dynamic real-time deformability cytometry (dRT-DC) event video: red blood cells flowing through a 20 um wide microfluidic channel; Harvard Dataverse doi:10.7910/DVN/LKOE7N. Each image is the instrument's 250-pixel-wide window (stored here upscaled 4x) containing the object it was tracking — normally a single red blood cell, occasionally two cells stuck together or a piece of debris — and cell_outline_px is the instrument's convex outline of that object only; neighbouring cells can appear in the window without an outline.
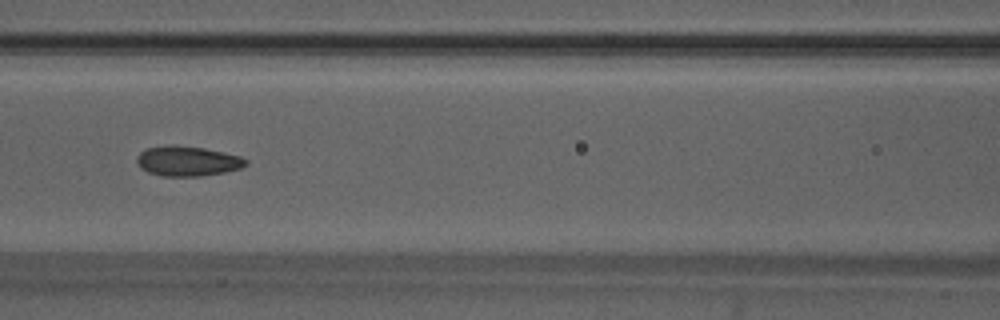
{"species": "Egyptian fruit bat (a non-hibernating species)", "species_latin": "Rousettus aegyptiacus", "temperature_condition": "warm", "stored_images_in_passage": 47, "camera_frame_rate_fps": 3000, "um_per_image_px": 0.085, "animal": {"sex": "male"}, "frame": {"image": 1, "passage_image": 18, "time_ms": 5.667, "image_size_px": [1000, 320], "cell_outline_px": [[248, 164], [240, 168], [224, 172], [200, 176], [160, 176], [148, 172], [140, 168], [136, 160], [136, 156], [144, 148], [204, 148], [224, 152], [240, 156], [248, 160]], "centroid_in_image_um": [15.96, 13.74], "position_along_channel_um": 150.6, "area_um2": 18.38}}
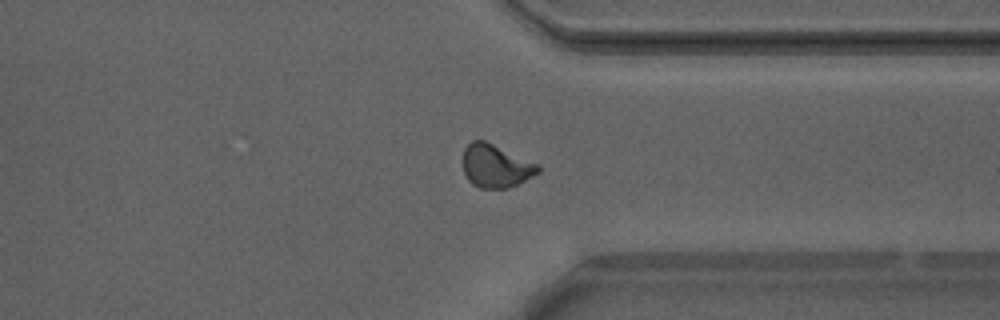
{"frame": {"image": 2, "passage_image": 35, "time_ms": 11.333, "image_size_px": [1000, 320], "cell_outline_px": [[540, 172], [508, 188], [480, 188], [472, 184], [468, 180], [464, 172], [464, 148], [472, 140], [484, 140], [540, 164]], "centroid_in_image_um": [42.15, 14.1], "position_along_channel_um": 369.3, "area_um2": 18.79}}
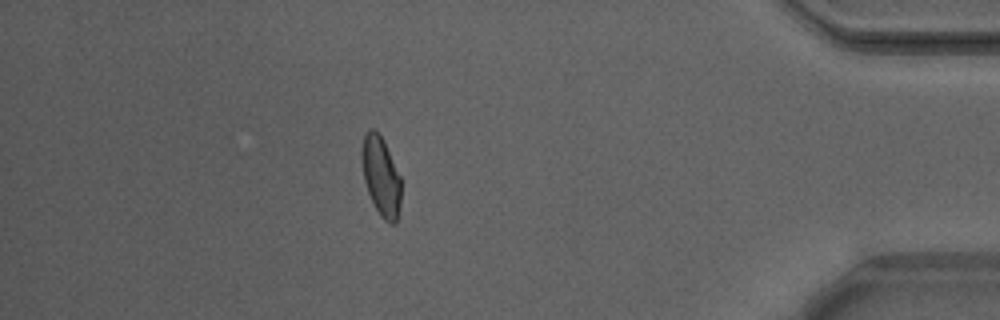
{"frame": {"image": 3, "passage_image": 41, "time_ms": 13.333, "image_size_px": [1000, 320], "cell_outline_px": [[400, 204], [396, 224], [392, 224], [384, 220], [380, 216], [368, 192], [364, 180], [360, 156], [360, 152], [364, 136], [368, 128], [376, 128], [384, 140], [400, 176]], "centroid_in_image_um": [32.36, 14.93], "position_along_channel_um": 402.8, "area_um2": 18.32}, "authors_computed_cell_mechanics": {"area_um2": 18.6694, "velocity_mm_per_s": 3.8861, "shape_relaxation_time_tau1_ms": 4.5308, "shape_relaxation_time_tau2_ms": 1.3821, "deformation_change_tau1": 0.1327, "deformation_change_tau2": 0.0554}}